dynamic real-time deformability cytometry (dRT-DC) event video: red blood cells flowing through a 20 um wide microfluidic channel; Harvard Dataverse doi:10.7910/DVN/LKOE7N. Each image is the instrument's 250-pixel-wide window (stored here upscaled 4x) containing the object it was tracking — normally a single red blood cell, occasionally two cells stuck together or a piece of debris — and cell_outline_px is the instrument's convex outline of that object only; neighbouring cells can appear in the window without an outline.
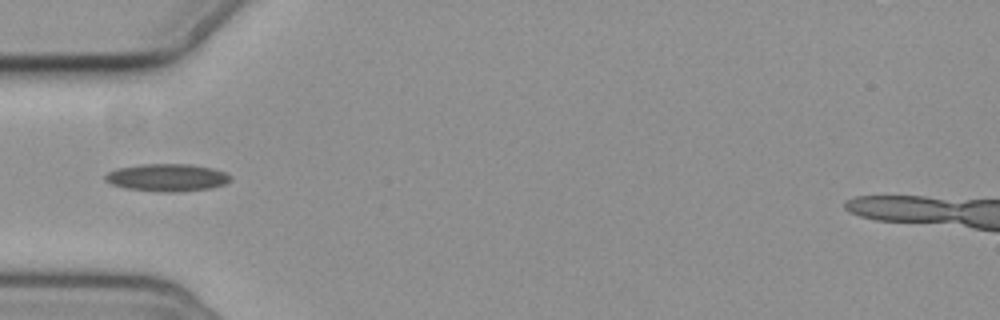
{"species": "common noctule bat (a hibernating species)", "species_latin": "Nyctalus noctula", "temperature_condition": "cold", "stored_images_in_passage": 9, "camera_frame_rate_fps": 3000, "um_per_image_px": 0.085, "animal": {"sex": "female", "body_mass_g": 19.3, "forearm_length_mm": 54.1}, "frame": {"image": 1, "passage_image": 3, "time_ms": 2.333, "image_size_px": [1000, 320], "cell_outline_px": [[232, 180], [224, 184], [208, 188], [176, 192], [160, 192], [124, 188], [112, 184], [104, 180], [104, 176], [108, 172], [116, 168], [144, 164], [188, 164], [212, 168], [224, 172], [232, 176]], "centroid_in_image_um": [14.18, 15.09], "position_along_channel_um": 70.8, "area_um2": 20.06}}
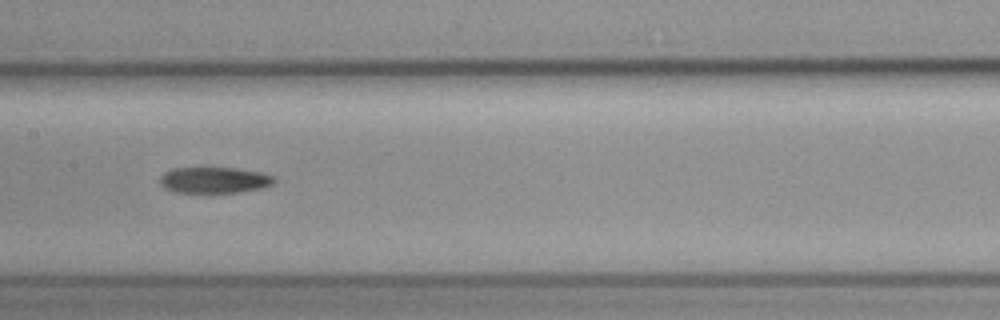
{"frame": {"image": 2, "passage_image": 6, "time_ms": 5.667, "image_size_px": [1000, 320], "cell_outline_px": [[276, 180], [272, 184], [264, 188], [236, 192], [172, 192], [164, 188], [160, 184], [160, 176], [164, 172], [172, 168], [236, 168], [264, 172], [272, 176]], "centroid_in_image_um": [18.21, 15.3], "position_along_channel_um": 189.2, "area_um2": 17.46}}
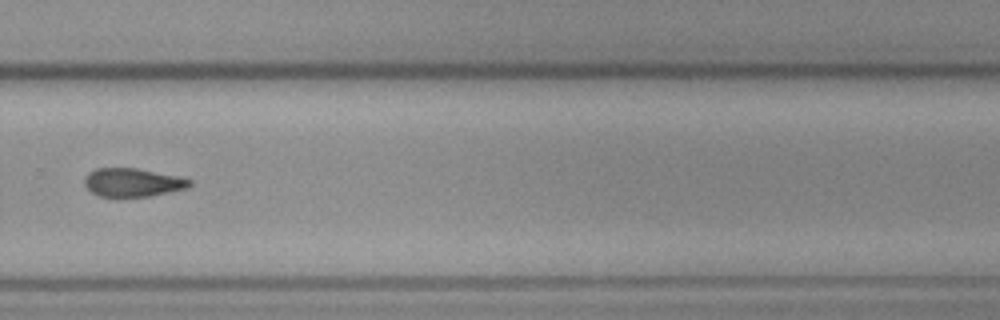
{"frame": {"image": 3, "passage_image": 9, "time_ms": 9.333, "image_size_px": [1000, 320], "cell_outline_px": [[192, 184], [188, 188], [152, 196], [100, 196], [92, 192], [84, 184], [84, 176], [88, 172], [96, 168], [136, 168], [176, 176], [192, 180]], "centroid_in_image_um": [11.27, 15.5], "position_along_channel_um": 318.5, "area_um2": 17.34}}